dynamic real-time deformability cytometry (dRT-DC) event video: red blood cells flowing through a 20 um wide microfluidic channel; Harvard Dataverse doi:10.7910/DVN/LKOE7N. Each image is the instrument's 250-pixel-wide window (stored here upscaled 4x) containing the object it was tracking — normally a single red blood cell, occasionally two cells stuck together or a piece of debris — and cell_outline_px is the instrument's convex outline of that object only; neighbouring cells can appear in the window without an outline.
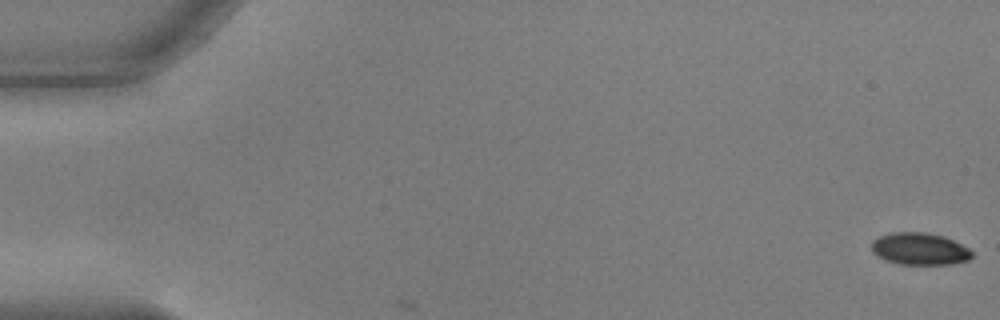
{"species": "common noctule bat (a hibernating species)", "species_latin": "Nyctalus noctula", "temperature_condition": "warm", "stored_images_in_passage": 3, "camera_frame_rate_fps": 3000, "um_per_image_px": 0.085, "animal": {"sex": "male", "body_mass_g": 17.9, "forearm_length_mm": 54.2}, "frame": {"image": 1, "passage_image": 1, "time_ms": 0.0, "image_size_px": [1000, 320], "cell_outline_px": [[972, 256], [968, 260], [952, 264], [900, 264], [884, 260], [876, 256], [872, 252], [872, 240], [880, 236], [892, 232], [924, 232], [944, 236], [968, 248], [972, 252]], "centroid_in_image_um": [78.14, 21.15], "position_along_channel_um": 6.9, "area_um2": 18.79}}